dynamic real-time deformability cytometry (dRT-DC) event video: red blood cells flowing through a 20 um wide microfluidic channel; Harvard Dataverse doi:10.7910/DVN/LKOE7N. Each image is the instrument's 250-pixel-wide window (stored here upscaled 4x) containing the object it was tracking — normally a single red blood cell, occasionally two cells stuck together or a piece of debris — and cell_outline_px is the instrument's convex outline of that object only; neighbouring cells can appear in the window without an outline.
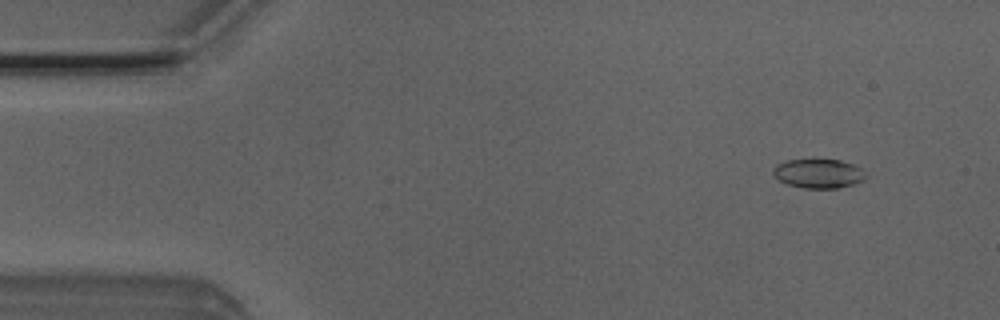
{"species": "Egyptian fruit bat (a non-hibernating species)", "species_latin": "Rousettus aegyptiacus", "temperature_condition": "room temperature", "stored_images_in_passage": 51, "camera_frame_rate_fps": 3000, "um_per_image_px": 0.085, "animal": {"sex": "male"}, "frame": {"image": 1, "passage_image": 5, "time_ms": 1.333, "image_size_px": [1000, 320], "cell_outline_px": [[868, 176], [864, 180], [852, 184], [836, 188], [804, 188], [788, 184], [776, 180], [772, 172], [772, 168], [776, 164], [788, 160], [840, 160], [852, 164], [860, 168]], "centroid_in_image_um": [69.53, 14.75], "position_along_channel_um": 15.5, "area_um2": 15.72}}
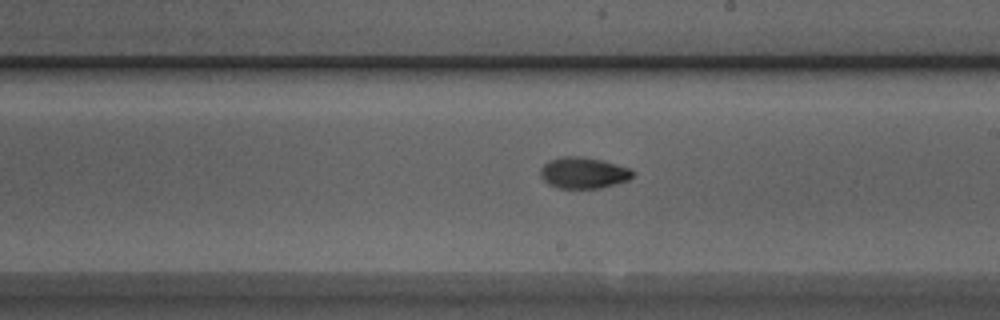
{"frame": {"image": 2, "passage_image": 29, "time_ms": 9.333, "image_size_px": [1000, 320], "cell_outline_px": [[632, 176], [628, 180], [600, 188], [556, 188], [548, 184], [540, 176], [540, 168], [548, 160], [560, 156], [580, 156], [600, 160], [628, 168], [632, 172]], "centroid_in_image_um": [49.51, 14.69], "position_along_channel_um": 239.5, "area_um2": 16.65}}
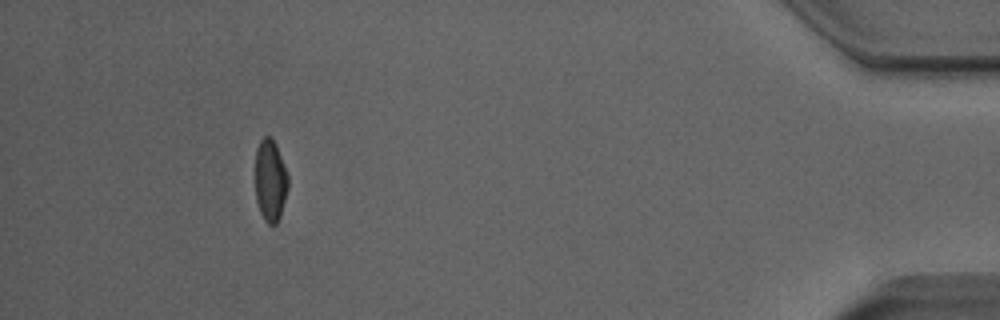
{"frame": {"image": 3, "passage_image": 47, "time_ms": 15.333, "image_size_px": [1000, 320], "cell_outline_px": [[288, 188], [280, 216], [276, 224], [268, 224], [264, 220], [260, 212], [256, 200], [256, 148], [260, 140], [264, 136], [272, 136], [276, 144], [288, 176]], "centroid_in_image_um": [22.97, 15.33], "position_along_channel_um": 412.2, "area_um2": 15.66}, "authors_computed_cell_mechanics": {"area_um2": 16.3574, "velocity_mm_per_s": 4.0222, "shape_relaxation_time_tau1_ms": 5.9906, "shape_relaxation_time_tau2_ms": 2.8569, "deformation_change_tau1": 0.2081, "deformation_change_tau2": 0.0462}}